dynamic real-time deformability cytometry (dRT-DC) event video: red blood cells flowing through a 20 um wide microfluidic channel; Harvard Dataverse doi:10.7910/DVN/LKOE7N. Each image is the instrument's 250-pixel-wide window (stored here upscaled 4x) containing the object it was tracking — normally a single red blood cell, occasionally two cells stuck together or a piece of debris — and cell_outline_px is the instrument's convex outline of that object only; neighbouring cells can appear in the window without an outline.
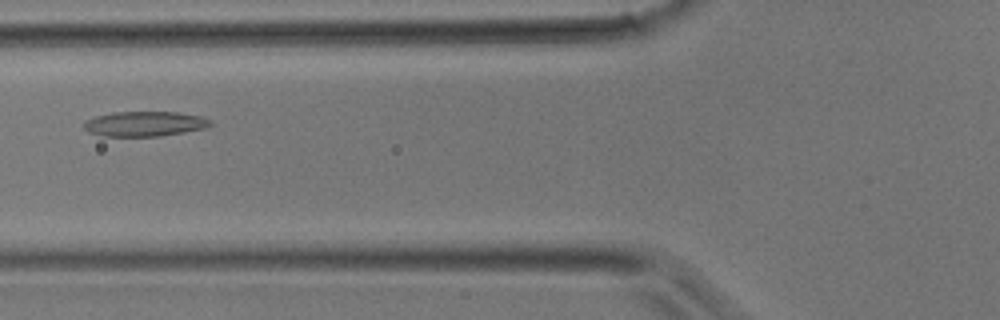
{"species": "common noctule bat (a hibernating species)", "species_latin": "Nyctalus noctula", "temperature_condition": "room temperature", "stored_images_in_passage": 26, "camera_frame_rate_fps": 3000, "um_per_image_px": 0.085, "animal": {"sex": "male", "body_mass_g": 17.9}, "frame": {"image": 1, "passage_image": 6, "time_ms": 1.667, "image_size_px": [1000, 320], "cell_outline_px": [[212, 124], [208, 128], [160, 136], [100, 136], [88, 132], [84, 128], [84, 120], [96, 116], [116, 112], [176, 112], [200, 116], [212, 120]], "centroid_in_image_um": [12.3, 10.53], "position_along_channel_um": 113.5, "area_um2": 18.5}}
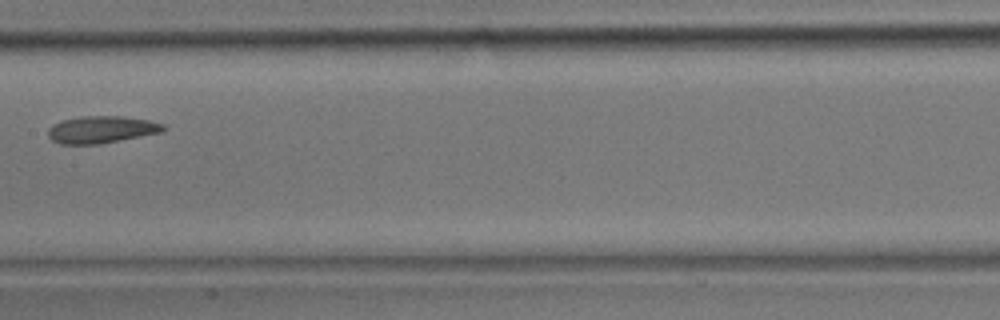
{"frame": {"image": 2, "passage_image": 11, "time_ms": 3.333, "image_size_px": [1000, 320], "cell_outline_px": [[168, 128], [160, 132], [100, 144], [60, 144], [52, 140], [48, 136], [48, 128], [52, 124], [60, 120], [80, 116], [120, 116], [148, 120], [164, 124]], "centroid_in_image_um": [8.58, 11.0], "position_along_channel_um": 198.8, "area_um2": 18.26}}
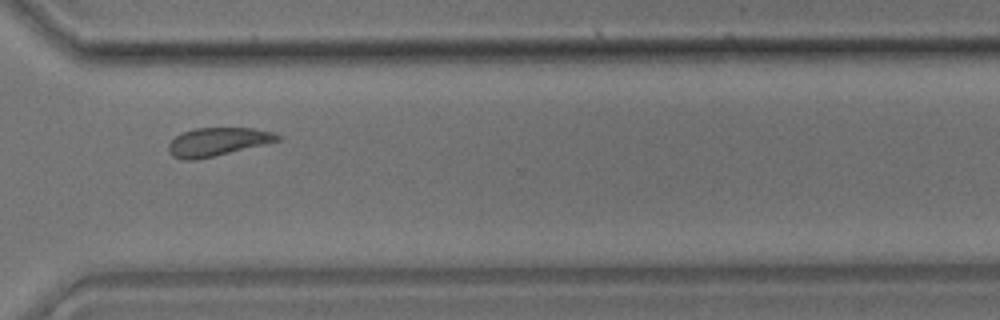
{"frame": {"image": 3, "passage_image": 20, "time_ms": 6.333, "image_size_px": [1000, 320], "cell_outline_px": [[280, 140], [264, 144], [196, 160], [180, 160], [172, 156], [168, 152], [168, 144], [176, 136], [184, 132], [196, 128], [252, 128], [272, 132], [280, 136]], "centroid_in_image_um": [18.44, 12.06], "position_along_channel_um": 352.2, "area_um2": 17.74}}